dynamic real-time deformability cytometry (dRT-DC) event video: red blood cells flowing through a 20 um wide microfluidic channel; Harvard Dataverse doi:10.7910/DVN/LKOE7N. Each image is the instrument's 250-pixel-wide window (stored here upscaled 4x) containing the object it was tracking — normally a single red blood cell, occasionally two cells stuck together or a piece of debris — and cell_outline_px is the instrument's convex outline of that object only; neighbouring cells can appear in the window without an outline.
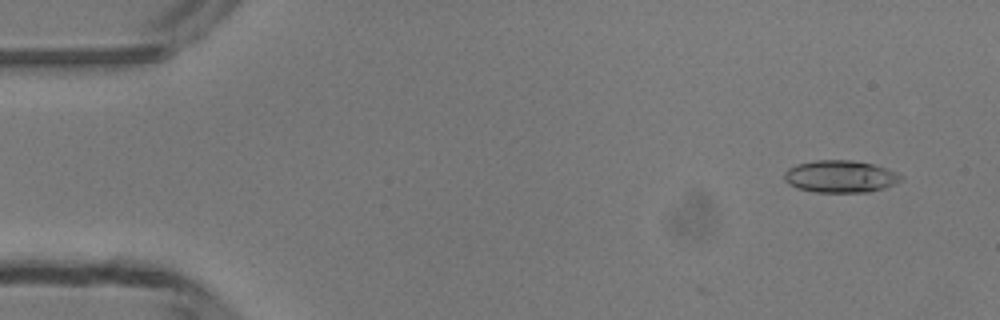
{"species": "common noctule bat (a hibernating species)", "species_latin": "Nyctalus noctula", "temperature_condition": "room temperature", "stored_images_in_passage": 11, "camera_frame_rate_fps": 3000, "um_per_image_px": 0.085, "animal": {"sex": "male", "body_mass_g": 13.3}, "frame": {"image": 1, "passage_image": 4, "time_ms": 1.0, "image_size_px": [1000, 320], "cell_outline_px": [[904, 176], [900, 180], [884, 188], [868, 192], [816, 192], [796, 188], [788, 184], [784, 180], [784, 172], [788, 168], [796, 164], [816, 160], [852, 160], [872, 164], [896, 172]], "centroid_in_image_um": [71.38, 15.0], "position_along_channel_um": 13.6, "area_um2": 21.85}}